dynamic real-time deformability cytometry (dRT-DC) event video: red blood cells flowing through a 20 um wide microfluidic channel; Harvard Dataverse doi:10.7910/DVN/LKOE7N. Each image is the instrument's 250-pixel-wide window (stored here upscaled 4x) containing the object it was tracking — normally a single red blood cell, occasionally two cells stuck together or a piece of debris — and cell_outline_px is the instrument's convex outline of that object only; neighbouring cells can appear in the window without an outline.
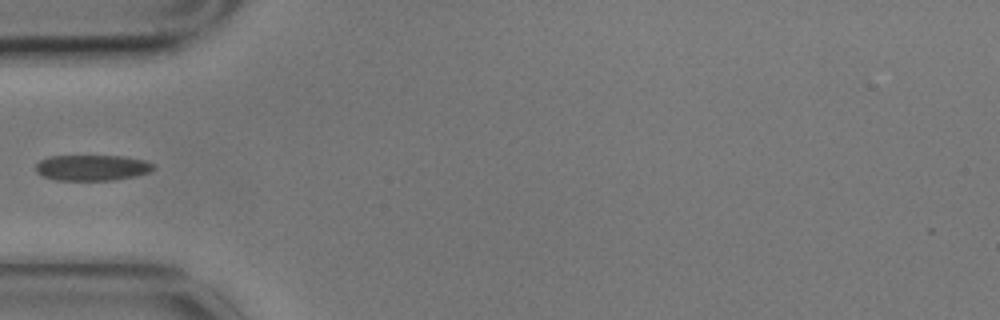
{"species": "common noctule bat (a hibernating species)", "species_latin": "Nyctalus noctula", "temperature_condition": "cold", "stored_images_in_passage": 1, "camera_frame_rate_fps": 3000, "um_per_image_px": 0.085, "animal": {"sex": "male", "body_mass_g": 17.9}, "frame": {"image": 1, "passage_image": 1, "time_ms": 0.0, "image_size_px": [1000, 320], "cell_outline_px": [[156, 168], [148, 172], [132, 176], [112, 180], [56, 180], [44, 176], [36, 172], [36, 164], [40, 160], [48, 156], [124, 156], [144, 160], [152, 164]], "centroid_in_image_um": [7.8, 14.24], "position_along_channel_um": 77.2, "area_um2": 17.51}}